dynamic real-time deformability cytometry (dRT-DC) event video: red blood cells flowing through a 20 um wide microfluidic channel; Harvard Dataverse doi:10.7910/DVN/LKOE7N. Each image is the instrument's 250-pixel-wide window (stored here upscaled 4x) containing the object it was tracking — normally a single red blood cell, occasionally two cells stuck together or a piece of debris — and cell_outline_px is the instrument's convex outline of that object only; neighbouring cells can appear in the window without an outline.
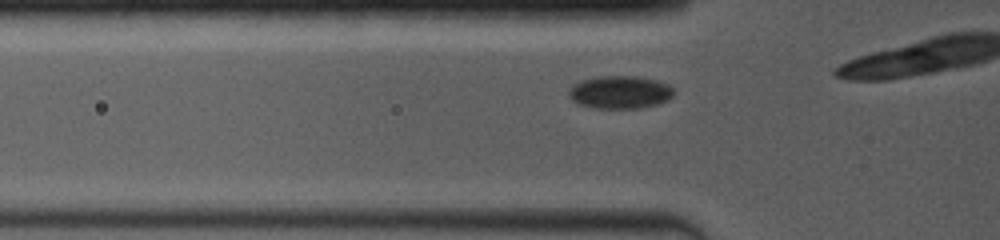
{"species": "common noctule bat (a hibernating species)", "species_latin": "Nyctalus noctula", "temperature_condition": "room temperature", "stored_images_in_passage": 13, "camera_frame_rate_fps": 4000, "um_per_image_px": 0.085, "animal": {"sex": "female", "body_mass_g": 19.0, "forearm_length_mm": 53.3}, "frame": {"image": 1, "passage_image": 8, "time_ms": 1.25, "image_size_px": [1000, 240], "cell_outline_px": [[676, 92], [668, 100], [656, 104], [640, 108], [592, 108], [576, 104], [568, 96], [568, 92], [572, 84], [580, 80], [596, 76], [636, 76], [656, 80], [668, 84]], "centroid_in_image_um": [52.66, 7.83], "position_along_channel_um": 73.1, "area_um2": 20.4}}